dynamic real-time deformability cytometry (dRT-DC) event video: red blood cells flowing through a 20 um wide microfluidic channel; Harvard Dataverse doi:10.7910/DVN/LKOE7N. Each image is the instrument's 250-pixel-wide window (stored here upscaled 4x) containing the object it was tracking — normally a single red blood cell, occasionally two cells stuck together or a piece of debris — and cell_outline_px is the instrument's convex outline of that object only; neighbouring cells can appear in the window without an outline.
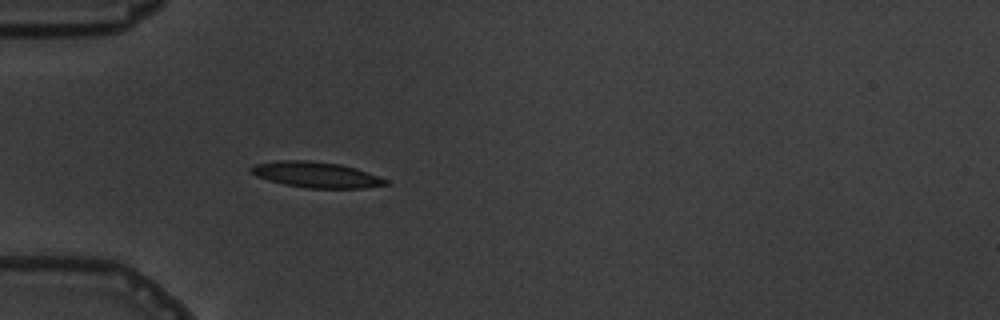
{"species": "common noctule bat (a hibernating species)", "species_latin": "Nyctalus noctula", "temperature_condition": "warm", "stored_images_in_passage": 6, "camera_frame_rate_fps": 3000, "um_per_image_px": 0.085, "animal": {"sex": "male", "body_mass_g": 19.5, "forearm_length_mm": 54.6}, "frame": {"image": 1, "passage_image": 6, "time_ms": 5.667, "image_size_px": [1000, 320], "cell_outline_px": [[392, 184], [364, 188], [304, 188], [284, 184], [268, 180], [256, 176], [248, 172], [248, 168], [256, 164], [276, 160], [308, 160], [340, 164], [356, 168], [388, 180]], "centroid_in_image_um": [26.85, 14.85], "position_along_channel_um": 58.2, "area_um2": 20.4}}